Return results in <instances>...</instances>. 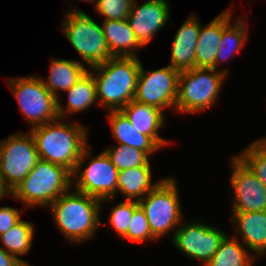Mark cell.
I'll list each match as a JSON object with an SVG mask.
<instances>
[{
    "mask_svg": "<svg viewBox=\"0 0 266 266\" xmlns=\"http://www.w3.org/2000/svg\"><path fill=\"white\" fill-rule=\"evenodd\" d=\"M29 131L34 137L39 159L60 165L71 174L88 146L89 133L86 126L78 122H66L63 118L33 127Z\"/></svg>",
    "mask_w": 266,
    "mask_h": 266,
    "instance_id": "1",
    "label": "cell"
},
{
    "mask_svg": "<svg viewBox=\"0 0 266 266\" xmlns=\"http://www.w3.org/2000/svg\"><path fill=\"white\" fill-rule=\"evenodd\" d=\"M70 188L48 208L63 236L74 244L83 243L96 236L100 227V199Z\"/></svg>",
    "mask_w": 266,
    "mask_h": 266,
    "instance_id": "2",
    "label": "cell"
},
{
    "mask_svg": "<svg viewBox=\"0 0 266 266\" xmlns=\"http://www.w3.org/2000/svg\"><path fill=\"white\" fill-rule=\"evenodd\" d=\"M141 64L138 56L112 57L91 67L99 105H103L107 111L121 110L133 100Z\"/></svg>",
    "mask_w": 266,
    "mask_h": 266,
    "instance_id": "3",
    "label": "cell"
},
{
    "mask_svg": "<svg viewBox=\"0 0 266 266\" xmlns=\"http://www.w3.org/2000/svg\"><path fill=\"white\" fill-rule=\"evenodd\" d=\"M72 174L64 167L39 159L35 167L11 192L27 207H49L72 185Z\"/></svg>",
    "mask_w": 266,
    "mask_h": 266,
    "instance_id": "4",
    "label": "cell"
},
{
    "mask_svg": "<svg viewBox=\"0 0 266 266\" xmlns=\"http://www.w3.org/2000/svg\"><path fill=\"white\" fill-rule=\"evenodd\" d=\"M228 75L227 69L195 67L180 71L176 112L195 114L208 110L216 103Z\"/></svg>",
    "mask_w": 266,
    "mask_h": 266,
    "instance_id": "5",
    "label": "cell"
},
{
    "mask_svg": "<svg viewBox=\"0 0 266 266\" xmlns=\"http://www.w3.org/2000/svg\"><path fill=\"white\" fill-rule=\"evenodd\" d=\"M176 181L172 177L164 178L144 198L138 201L148 219L152 235L156 239L173 230L175 234L183 220Z\"/></svg>",
    "mask_w": 266,
    "mask_h": 266,
    "instance_id": "6",
    "label": "cell"
},
{
    "mask_svg": "<svg viewBox=\"0 0 266 266\" xmlns=\"http://www.w3.org/2000/svg\"><path fill=\"white\" fill-rule=\"evenodd\" d=\"M62 31L72 47L82 57V63L89 68L102 64L112 58L106 45L102 26L79 9L66 12Z\"/></svg>",
    "mask_w": 266,
    "mask_h": 266,
    "instance_id": "7",
    "label": "cell"
},
{
    "mask_svg": "<svg viewBox=\"0 0 266 266\" xmlns=\"http://www.w3.org/2000/svg\"><path fill=\"white\" fill-rule=\"evenodd\" d=\"M90 154L88 145L72 173V178L76 176L73 187L79 192L100 199L103 204L104 201L113 200L117 194L118 169L112 164L104 150L99 155L90 158L89 163L84 168V161L91 156Z\"/></svg>",
    "mask_w": 266,
    "mask_h": 266,
    "instance_id": "8",
    "label": "cell"
},
{
    "mask_svg": "<svg viewBox=\"0 0 266 266\" xmlns=\"http://www.w3.org/2000/svg\"><path fill=\"white\" fill-rule=\"evenodd\" d=\"M19 108L33 127L44 125L59 118L57 98L45 87L38 76L8 79Z\"/></svg>",
    "mask_w": 266,
    "mask_h": 266,
    "instance_id": "9",
    "label": "cell"
},
{
    "mask_svg": "<svg viewBox=\"0 0 266 266\" xmlns=\"http://www.w3.org/2000/svg\"><path fill=\"white\" fill-rule=\"evenodd\" d=\"M39 155L33 135L18 132L0 141V173L12 192L35 167Z\"/></svg>",
    "mask_w": 266,
    "mask_h": 266,
    "instance_id": "10",
    "label": "cell"
},
{
    "mask_svg": "<svg viewBox=\"0 0 266 266\" xmlns=\"http://www.w3.org/2000/svg\"><path fill=\"white\" fill-rule=\"evenodd\" d=\"M180 71L170 65L147 72L141 64L134 100L163 111H176Z\"/></svg>",
    "mask_w": 266,
    "mask_h": 266,
    "instance_id": "11",
    "label": "cell"
},
{
    "mask_svg": "<svg viewBox=\"0 0 266 266\" xmlns=\"http://www.w3.org/2000/svg\"><path fill=\"white\" fill-rule=\"evenodd\" d=\"M226 235L218 228L206 223L195 220L186 224L182 220L175 234L172 235V239L174 245L184 255L201 261L202 265L205 266L215 255Z\"/></svg>",
    "mask_w": 266,
    "mask_h": 266,
    "instance_id": "12",
    "label": "cell"
},
{
    "mask_svg": "<svg viewBox=\"0 0 266 266\" xmlns=\"http://www.w3.org/2000/svg\"><path fill=\"white\" fill-rule=\"evenodd\" d=\"M231 165L230 184L235 195L231 213L266 210V187L239 156L232 157Z\"/></svg>",
    "mask_w": 266,
    "mask_h": 266,
    "instance_id": "13",
    "label": "cell"
},
{
    "mask_svg": "<svg viewBox=\"0 0 266 266\" xmlns=\"http://www.w3.org/2000/svg\"><path fill=\"white\" fill-rule=\"evenodd\" d=\"M135 1L133 0L127 20L138 41L145 46L167 24L170 4L167 0H147L141 5Z\"/></svg>",
    "mask_w": 266,
    "mask_h": 266,
    "instance_id": "14",
    "label": "cell"
},
{
    "mask_svg": "<svg viewBox=\"0 0 266 266\" xmlns=\"http://www.w3.org/2000/svg\"><path fill=\"white\" fill-rule=\"evenodd\" d=\"M197 17L190 14L173 38L170 66L179 71L195 68V50L201 27Z\"/></svg>",
    "mask_w": 266,
    "mask_h": 266,
    "instance_id": "15",
    "label": "cell"
},
{
    "mask_svg": "<svg viewBox=\"0 0 266 266\" xmlns=\"http://www.w3.org/2000/svg\"><path fill=\"white\" fill-rule=\"evenodd\" d=\"M232 221L235 223L234 233L242 238V243L251 253L266 254V210L258 212H234Z\"/></svg>",
    "mask_w": 266,
    "mask_h": 266,
    "instance_id": "16",
    "label": "cell"
},
{
    "mask_svg": "<svg viewBox=\"0 0 266 266\" xmlns=\"http://www.w3.org/2000/svg\"><path fill=\"white\" fill-rule=\"evenodd\" d=\"M121 111L139 133L149 136L160 148L169 143L159 135V130L165 123L162 110L133 99Z\"/></svg>",
    "mask_w": 266,
    "mask_h": 266,
    "instance_id": "17",
    "label": "cell"
},
{
    "mask_svg": "<svg viewBox=\"0 0 266 266\" xmlns=\"http://www.w3.org/2000/svg\"><path fill=\"white\" fill-rule=\"evenodd\" d=\"M102 29L112 57H137L136 49L143 47L127 19L103 20ZM135 49V50H134Z\"/></svg>",
    "mask_w": 266,
    "mask_h": 266,
    "instance_id": "18",
    "label": "cell"
},
{
    "mask_svg": "<svg viewBox=\"0 0 266 266\" xmlns=\"http://www.w3.org/2000/svg\"><path fill=\"white\" fill-rule=\"evenodd\" d=\"M112 135L119 145H128L145 151L148 155L161 148L149 137L136 129L121 110L107 111Z\"/></svg>",
    "mask_w": 266,
    "mask_h": 266,
    "instance_id": "19",
    "label": "cell"
},
{
    "mask_svg": "<svg viewBox=\"0 0 266 266\" xmlns=\"http://www.w3.org/2000/svg\"><path fill=\"white\" fill-rule=\"evenodd\" d=\"M231 12L230 8L222 12V36L215 57V69H218V65L226 61L228 57L239 53L248 40L245 19L232 21Z\"/></svg>",
    "mask_w": 266,
    "mask_h": 266,
    "instance_id": "20",
    "label": "cell"
},
{
    "mask_svg": "<svg viewBox=\"0 0 266 266\" xmlns=\"http://www.w3.org/2000/svg\"><path fill=\"white\" fill-rule=\"evenodd\" d=\"M164 178L152 183L151 166H136L118 171L117 193L121 192L125 200L140 201Z\"/></svg>",
    "mask_w": 266,
    "mask_h": 266,
    "instance_id": "21",
    "label": "cell"
},
{
    "mask_svg": "<svg viewBox=\"0 0 266 266\" xmlns=\"http://www.w3.org/2000/svg\"><path fill=\"white\" fill-rule=\"evenodd\" d=\"M88 70L69 90L68 103L66 109L60 103V97L57 98V111L59 118L65 119L68 113L84 112L97 102L96 82L92 72Z\"/></svg>",
    "mask_w": 266,
    "mask_h": 266,
    "instance_id": "22",
    "label": "cell"
},
{
    "mask_svg": "<svg viewBox=\"0 0 266 266\" xmlns=\"http://www.w3.org/2000/svg\"><path fill=\"white\" fill-rule=\"evenodd\" d=\"M49 67L48 80L42 82L56 98L59 91L69 90L88 71L82 62L67 59L54 58Z\"/></svg>",
    "mask_w": 266,
    "mask_h": 266,
    "instance_id": "23",
    "label": "cell"
},
{
    "mask_svg": "<svg viewBox=\"0 0 266 266\" xmlns=\"http://www.w3.org/2000/svg\"><path fill=\"white\" fill-rule=\"evenodd\" d=\"M221 36L222 13L212 19L205 27H200L195 50V67L215 69V57Z\"/></svg>",
    "mask_w": 266,
    "mask_h": 266,
    "instance_id": "24",
    "label": "cell"
},
{
    "mask_svg": "<svg viewBox=\"0 0 266 266\" xmlns=\"http://www.w3.org/2000/svg\"><path fill=\"white\" fill-rule=\"evenodd\" d=\"M254 256L236 237L226 235L205 266H253Z\"/></svg>",
    "mask_w": 266,
    "mask_h": 266,
    "instance_id": "25",
    "label": "cell"
},
{
    "mask_svg": "<svg viewBox=\"0 0 266 266\" xmlns=\"http://www.w3.org/2000/svg\"><path fill=\"white\" fill-rule=\"evenodd\" d=\"M34 225L31 222L20 220L7 232L0 235L1 246L6 252L17 258L29 253L34 237Z\"/></svg>",
    "mask_w": 266,
    "mask_h": 266,
    "instance_id": "26",
    "label": "cell"
},
{
    "mask_svg": "<svg viewBox=\"0 0 266 266\" xmlns=\"http://www.w3.org/2000/svg\"><path fill=\"white\" fill-rule=\"evenodd\" d=\"M118 171L131 169L136 166H150L149 155L142 150L128 145H117L115 148L103 149Z\"/></svg>",
    "mask_w": 266,
    "mask_h": 266,
    "instance_id": "27",
    "label": "cell"
},
{
    "mask_svg": "<svg viewBox=\"0 0 266 266\" xmlns=\"http://www.w3.org/2000/svg\"><path fill=\"white\" fill-rule=\"evenodd\" d=\"M238 156L266 187V137L253 141Z\"/></svg>",
    "mask_w": 266,
    "mask_h": 266,
    "instance_id": "28",
    "label": "cell"
},
{
    "mask_svg": "<svg viewBox=\"0 0 266 266\" xmlns=\"http://www.w3.org/2000/svg\"><path fill=\"white\" fill-rule=\"evenodd\" d=\"M138 206V201L124 200L112 207L109 223L121 238L128 232L133 212Z\"/></svg>",
    "mask_w": 266,
    "mask_h": 266,
    "instance_id": "29",
    "label": "cell"
},
{
    "mask_svg": "<svg viewBox=\"0 0 266 266\" xmlns=\"http://www.w3.org/2000/svg\"><path fill=\"white\" fill-rule=\"evenodd\" d=\"M123 239H128L132 242H146V241H156L157 239L152 235L149 227L148 219L145 216L144 211L140 206H138L131 218L130 225L128 227V232L122 237Z\"/></svg>",
    "mask_w": 266,
    "mask_h": 266,
    "instance_id": "30",
    "label": "cell"
},
{
    "mask_svg": "<svg viewBox=\"0 0 266 266\" xmlns=\"http://www.w3.org/2000/svg\"><path fill=\"white\" fill-rule=\"evenodd\" d=\"M133 0H97L95 11L104 20H123L127 19Z\"/></svg>",
    "mask_w": 266,
    "mask_h": 266,
    "instance_id": "31",
    "label": "cell"
},
{
    "mask_svg": "<svg viewBox=\"0 0 266 266\" xmlns=\"http://www.w3.org/2000/svg\"><path fill=\"white\" fill-rule=\"evenodd\" d=\"M21 220L20 212L13 207H0V235L7 232Z\"/></svg>",
    "mask_w": 266,
    "mask_h": 266,
    "instance_id": "32",
    "label": "cell"
},
{
    "mask_svg": "<svg viewBox=\"0 0 266 266\" xmlns=\"http://www.w3.org/2000/svg\"><path fill=\"white\" fill-rule=\"evenodd\" d=\"M0 266H31V264L21 258H17L13 254L6 252L0 246Z\"/></svg>",
    "mask_w": 266,
    "mask_h": 266,
    "instance_id": "33",
    "label": "cell"
},
{
    "mask_svg": "<svg viewBox=\"0 0 266 266\" xmlns=\"http://www.w3.org/2000/svg\"><path fill=\"white\" fill-rule=\"evenodd\" d=\"M7 195H11V192L9 191V189L5 186L2 177H1V173H0V200L7 196Z\"/></svg>",
    "mask_w": 266,
    "mask_h": 266,
    "instance_id": "34",
    "label": "cell"
},
{
    "mask_svg": "<svg viewBox=\"0 0 266 266\" xmlns=\"http://www.w3.org/2000/svg\"><path fill=\"white\" fill-rule=\"evenodd\" d=\"M83 1H86V2L88 1L89 4H90V3H94V5H96V3H97V0H83Z\"/></svg>",
    "mask_w": 266,
    "mask_h": 266,
    "instance_id": "35",
    "label": "cell"
}]
</instances>
